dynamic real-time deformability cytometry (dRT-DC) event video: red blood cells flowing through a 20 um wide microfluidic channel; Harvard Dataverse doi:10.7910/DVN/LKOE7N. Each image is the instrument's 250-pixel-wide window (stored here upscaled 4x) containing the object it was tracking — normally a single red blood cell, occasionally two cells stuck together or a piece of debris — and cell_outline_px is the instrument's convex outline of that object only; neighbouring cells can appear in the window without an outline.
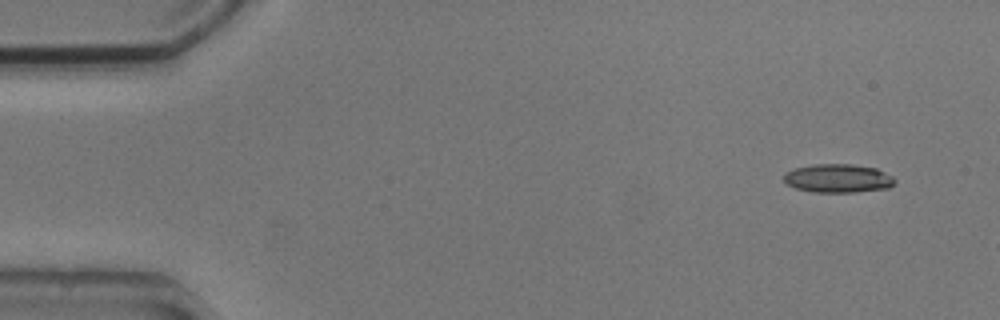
{"species": "common noctule bat (a hibernating species)", "species_latin": "Nyctalus noctula", "temperature_condition": "cold", "stored_images_in_passage": 3, "camera_frame_rate_fps": 3000, "um_per_image_px": 0.085, "animal": {"sex": "male", "body_mass_g": 20.5, "forearm_length_mm": 52.5}, "frame": {"image": 1, "passage_image": 1, "time_ms": 0.0, "image_size_px": [1000, 320], "cell_outline_px": [[896, 184], [888, 188], [856, 192], [812, 192], [796, 188], [788, 184], [784, 180], [784, 172], [792, 168], [812, 164], [852, 164], [876, 168], [892, 176], [896, 180]], "centroid_in_image_um": [71.23, 15.15], "position_along_channel_um": 13.8, "area_um2": 18.67}}